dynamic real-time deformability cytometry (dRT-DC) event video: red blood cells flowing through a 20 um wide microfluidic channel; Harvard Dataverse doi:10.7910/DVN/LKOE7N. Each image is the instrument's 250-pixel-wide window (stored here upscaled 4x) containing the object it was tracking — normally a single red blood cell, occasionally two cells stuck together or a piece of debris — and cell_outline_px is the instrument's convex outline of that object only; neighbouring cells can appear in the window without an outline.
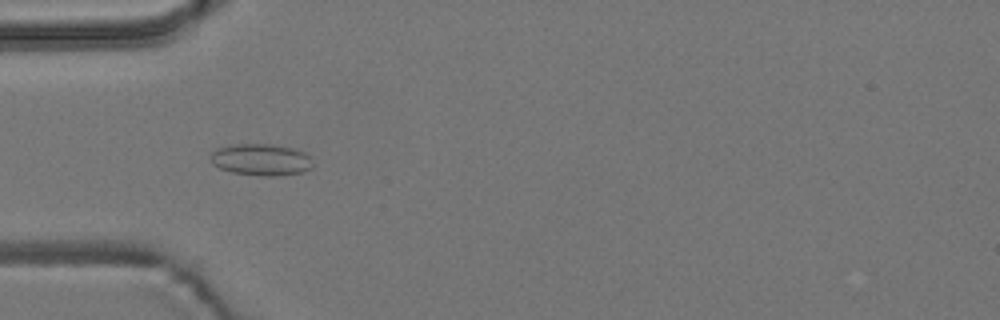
{"species": "common noctule bat (a hibernating species)", "species_latin": "Nyctalus noctula", "temperature_condition": "room temperature", "stored_images_in_passage": 41, "camera_frame_rate_fps": 3000, "um_per_image_px": 0.085, "animal": {"sex": "male", "body_mass_g": 19.2, "forearm_length_mm": 51.8}, "frame": {"image": 1, "passage_image": 8, "time_ms": 2.333, "image_size_px": [1000, 320], "cell_outline_px": [[312, 168], [304, 172], [276, 176], [264, 176], [232, 172], [220, 168], [212, 164], [212, 152], [216, 148], [232, 144], [272, 144], [292, 148], [304, 152], [308, 156], [312, 164]], "centroid_in_image_um": [22.19, 13.57], "position_along_channel_um": 62.8, "area_um2": 18.84}}
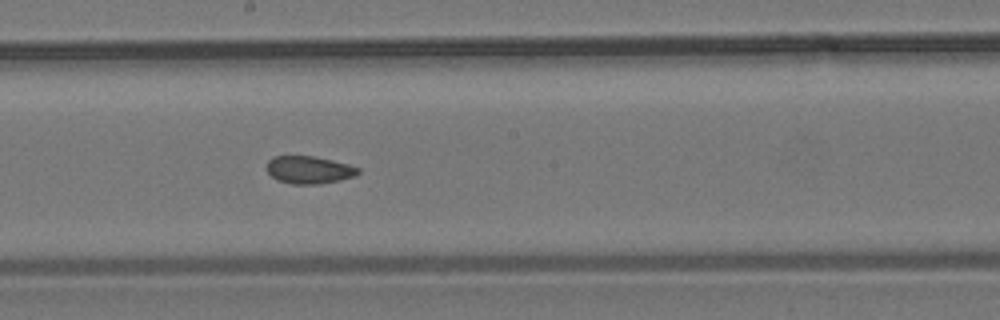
{"frame": {"image": 2, "passage_image": 21, "time_ms": 6.667, "image_size_px": [1000, 320], "cell_outline_px": [[360, 172], [352, 176], [340, 180], [320, 184], [292, 184], [276, 180], [268, 172], [268, 160], [272, 156], [316, 156], [348, 164], [360, 168]], "centroid_in_image_um": [26.26, 14.43], "position_along_channel_um": 221.9, "area_um2": 14.68}}
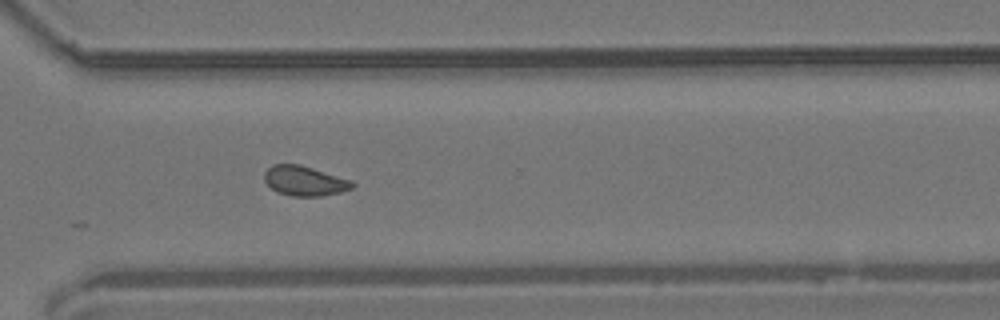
{"frame": {"image": 3, "passage_image": 31, "time_ms": 10.0, "image_size_px": [1000, 320], "cell_outline_px": [[356, 184], [352, 188], [340, 192], [320, 196], [292, 196], [276, 192], [264, 180], [264, 172], [272, 164], [300, 164], [352, 180]], "centroid_in_image_um": [25.89, 15.37], "position_along_channel_um": 344.7, "area_um2": 15.32}, "authors_computed_cell_mechanics": {"area_um2": 15.4326, "velocity_mm_per_s": 3.6975, "shape_relaxation_time_tau1_ms": null, "shape_relaxation_time_tau2_ms": 2.3306, "deformation_change_tau1": null, "deformation_change_tau2": 0.0734}}